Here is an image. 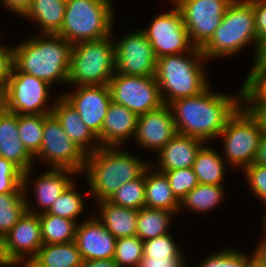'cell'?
Instances as JSON below:
<instances>
[{
  "mask_svg": "<svg viewBox=\"0 0 266 267\" xmlns=\"http://www.w3.org/2000/svg\"><path fill=\"white\" fill-rule=\"evenodd\" d=\"M254 254V258L258 260L262 265L266 266V237L262 238L259 245L256 247Z\"/></svg>",
  "mask_w": 266,
  "mask_h": 267,
  "instance_id": "obj_50",
  "label": "cell"
},
{
  "mask_svg": "<svg viewBox=\"0 0 266 267\" xmlns=\"http://www.w3.org/2000/svg\"><path fill=\"white\" fill-rule=\"evenodd\" d=\"M254 163L266 167V133H263L261 137Z\"/></svg>",
  "mask_w": 266,
  "mask_h": 267,
  "instance_id": "obj_48",
  "label": "cell"
},
{
  "mask_svg": "<svg viewBox=\"0 0 266 267\" xmlns=\"http://www.w3.org/2000/svg\"><path fill=\"white\" fill-rule=\"evenodd\" d=\"M71 174L74 175L76 172L71 169L52 168L35 180L34 194L39 207L43 209L41 212H47L53 202L73 182V177H69Z\"/></svg>",
  "mask_w": 266,
  "mask_h": 267,
  "instance_id": "obj_25",
  "label": "cell"
},
{
  "mask_svg": "<svg viewBox=\"0 0 266 267\" xmlns=\"http://www.w3.org/2000/svg\"><path fill=\"white\" fill-rule=\"evenodd\" d=\"M108 85L112 101L125 106L137 116L163 105L155 76L115 73Z\"/></svg>",
  "mask_w": 266,
  "mask_h": 267,
  "instance_id": "obj_11",
  "label": "cell"
},
{
  "mask_svg": "<svg viewBox=\"0 0 266 267\" xmlns=\"http://www.w3.org/2000/svg\"><path fill=\"white\" fill-rule=\"evenodd\" d=\"M81 267H119L113 259H96L83 261Z\"/></svg>",
  "mask_w": 266,
  "mask_h": 267,
  "instance_id": "obj_49",
  "label": "cell"
},
{
  "mask_svg": "<svg viewBox=\"0 0 266 267\" xmlns=\"http://www.w3.org/2000/svg\"><path fill=\"white\" fill-rule=\"evenodd\" d=\"M263 226H264V231L266 232V214H264V216H263ZM265 237H266V235H265Z\"/></svg>",
  "mask_w": 266,
  "mask_h": 267,
  "instance_id": "obj_56",
  "label": "cell"
},
{
  "mask_svg": "<svg viewBox=\"0 0 266 267\" xmlns=\"http://www.w3.org/2000/svg\"><path fill=\"white\" fill-rule=\"evenodd\" d=\"M233 97L213 93L208 86L202 93L180 98L168 105L173 115L178 134L208 142L219 137L227 121L242 106V88Z\"/></svg>",
  "mask_w": 266,
  "mask_h": 267,
  "instance_id": "obj_1",
  "label": "cell"
},
{
  "mask_svg": "<svg viewBox=\"0 0 266 267\" xmlns=\"http://www.w3.org/2000/svg\"><path fill=\"white\" fill-rule=\"evenodd\" d=\"M253 65H266V40L261 43Z\"/></svg>",
  "mask_w": 266,
  "mask_h": 267,
  "instance_id": "obj_51",
  "label": "cell"
},
{
  "mask_svg": "<svg viewBox=\"0 0 266 267\" xmlns=\"http://www.w3.org/2000/svg\"><path fill=\"white\" fill-rule=\"evenodd\" d=\"M215 151L203 145L196 154L192 169L199 184L223 185L226 163Z\"/></svg>",
  "mask_w": 266,
  "mask_h": 267,
  "instance_id": "obj_29",
  "label": "cell"
},
{
  "mask_svg": "<svg viewBox=\"0 0 266 267\" xmlns=\"http://www.w3.org/2000/svg\"><path fill=\"white\" fill-rule=\"evenodd\" d=\"M26 193L0 194V236L4 237L27 211Z\"/></svg>",
  "mask_w": 266,
  "mask_h": 267,
  "instance_id": "obj_33",
  "label": "cell"
},
{
  "mask_svg": "<svg viewBox=\"0 0 266 267\" xmlns=\"http://www.w3.org/2000/svg\"><path fill=\"white\" fill-rule=\"evenodd\" d=\"M255 42L258 55L255 15L251 0H233L212 37L200 48L206 60L232 56Z\"/></svg>",
  "mask_w": 266,
  "mask_h": 267,
  "instance_id": "obj_5",
  "label": "cell"
},
{
  "mask_svg": "<svg viewBox=\"0 0 266 267\" xmlns=\"http://www.w3.org/2000/svg\"><path fill=\"white\" fill-rule=\"evenodd\" d=\"M4 6L16 13L19 16H22L26 10L30 7L32 0H1Z\"/></svg>",
  "mask_w": 266,
  "mask_h": 267,
  "instance_id": "obj_46",
  "label": "cell"
},
{
  "mask_svg": "<svg viewBox=\"0 0 266 267\" xmlns=\"http://www.w3.org/2000/svg\"><path fill=\"white\" fill-rule=\"evenodd\" d=\"M250 255L235 249H224L207 256L199 267H249V262L254 257L253 253Z\"/></svg>",
  "mask_w": 266,
  "mask_h": 267,
  "instance_id": "obj_41",
  "label": "cell"
},
{
  "mask_svg": "<svg viewBox=\"0 0 266 267\" xmlns=\"http://www.w3.org/2000/svg\"><path fill=\"white\" fill-rule=\"evenodd\" d=\"M252 67L242 86L243 104L263 105L266 104V65Z\"/></svg>",
  "mask_w": 266,
  "mask_h": 267,
  "instance_id": "obj_35",
  "label": "cell"
},
{
  "mask_svg": "<svg viewBox=\"0 0 266 267\" xmlns=\"http://www.w3.org/2000/svg\"><path fill=\"white\" fill-rule=\"evenodd\" d=\"M249 267H266L262 265L258 260H256L254 257L249 262Z\"/></svg>",
  "mask_w": 266,
  "mask_h": 267,
  "instance_id": "obj_53",
  "label": "cell"
},
{
  "mask_svg": "<svg viewBox=\"0 0 266 267\" xmlns=\"http://www.w3.org/2000/svg\"><path fill=\"white\" fill-rule=\"evenodd\" d=\"M204 59L199 47H194L189 53L167 55L157 59L154 76L163 104L198 95L209 86L202 67Z\"/></svg>",
  "mask_w": 266,
  "mask_h": 267,
  "instance_id": "obj_4",
  "label": "cell"
},
{
  "mask_svg": "<svg viewBox=\"0 0 266 267\" xmlns=\"http://www.w3.org/2000/svg\"><path fill=\"white\" fill-rule=\"evenodd\" d=\"M172 238L168 233L143 241V257H183L181 249Z\"/></svg>",
  "mask_w": 266,
  "mask_h": 267,
  "instance_id": "obj_40",
  "label": "cell"
},
{
  "mask_svg": "<svg viewBox=\"0 0 266 267\" xmlns=\"http://www.w3.org/2000/svg\"><path fill=\"white\" fill-rule=\"evenodd\" d=\"M108 201L136 210L145 207V171L139 178L122 184Z\"/></svg>",
  "mask_w": 266,
  "mask_h": 267,
  "instance_id": "obj_34",
  "label": "cell"
},
{
  "mask_svg": "<svg viewBox=\"0 0 266 267\" xmlns=\"http://www.w3.org/2000/svg\"><path fill=\"white\" fill-rule=\"evenodd\" d=\"M184 257H143L137 267H185Z\"/></svg>",
  "mask_w": 266,
  "mask_h": 267,
  "instance_id": "obj_44",
  "label": "cell"
},
{
  "mask_svg": "<svg viewBox=\"0 0 266 267\" xmlns=\"http://www.w3.org/2000/svg\"><path fill=\"white\" fill-rule=\"evenodd\" d=\"M65 8L63 0H32L22 17L36 21L41 34H57L64 21Z\"/></svg>",
  "mask_w": 266,
  "mask_h": 267,
  "instance_id": "obj_28",
  "label": "cell"
},
{
  "mask_svg": "<svg viewBox=\"0 0 266 267\" xmlns=\"http://www.w3.org/2000/svg\"><path fill=\"white\" fill-rule=\"evenodd\" d=\"M243 170L250 189L266 204V167L252 163Z\"/></svg>",
  "mask_w": 266,
  "mask_h": 267,
  "instance_id": "obj_42",
  "label": "cell"
},
{
  "mask_svg": "<svg viewBox=\"0 0 266 267\" xmlns=\"http://www.w3.org/2000/svg\"><path fill=\"white\" fill-rule=\"evenodd\" d=\"M31 170L22 172L12 162L0 157V194L27 192Z\"/></svg>",
  "mask_w": 266,
  "mask_h": 267,
  "instance_id": "obj_37",
  "label": "cell"
},
{
  "mask_svg": "<svg viewBox=\"0 0 266 267\" xmlns=\"http://www.w3.org/2000/svg\"><path fill=\"white\" fill-rule=\"evenodd\" d=\"M52 108V114L60 122L65 133L87 155L101 147L99 142H97V136L84 124L79 113L62 95L57 97Z\"/></svg>",
  "mask_w": 266,
  "mask_h": 267,
  "instance_id": "obj_21",
  "label": "cell"
},
{
  "mask_svg": "<svg viewBox=\"0 0 266 267\" xmlns=\"http://www.w3.org/2000/svg\"><path fill=\"white\" fill-rule=\"evenodd\" d=\"M2 266H11V267H14L10 261H0V267Z\"/></svg>",
  "mask_w": 266,
  "mask_h": 267,
  "instance_id": "obj_55",
  "label": "cell"
},
{
  "mask_svg": "<svg viewBox=\"0 0 266 267\" xmlns=\"http://www.w3.org/2000/svg\"><path fill=\"white\" fill-rule=\"evenodd\" d=\"M153 17L150 26L142 31L151 43L157 59L190 52L195 47L190 41L182 14L176 5L170 12Z\"/></svg>",
  "mask_w": 266,
  "mask_h": 267,
  "instance_id": "obj_13",
  "label": "cell"
},
{
  "mask_svg": "<svg viewBox=\"0 0 266 267\" xmlns=\"http://www.w3.org/2000/svg\"><path fill=\"white\" fill-rule=\"evenodd\" d=\"M143 258V241L137 236L117 238L113 260L119 267H137Z\"/></svg>",
  "mask_w": 266,
  "mask_h": 267,
  "instance_id": "obj_38",
  "label": "cell"
},
{
  "mask_svg": "<svg viewBox=\"0 0 266 267\" xmlns=\"http://www.w3.org/2000/svg\"><path fill=\"white\" fill-rule=\"evenodd\" d=\"M27 211L39 215L43 244L69 243L75 241L78 223L74 220L59 217L47 212H34L31 203L25 196Z\"/></svg>",
  "mask_w": 266,
  "mask_h": 267,
  "instance_id": "obj_27",
  "label": "cell"
},
{
  "mask_svg": "<svg viewBox=\"0 0 266 267\" xmlns=\"http://www.w3.org/2000/svg\"><path fill=\"white\" fill-rule=\"evenodd\" d=\"M180 10L191 43L201 48L220 25L233 0H172Z\"/></svg>",
  "mask_w": 266,
  "mask_h": 267,
  "instance_id": "obj_12",
  "label": "cell"
},
{
  "mask_svg": "<svg viewBox=\"0 0 266 267\" xmlns=\"http://www.w3.org/2000/svg\"><path fill=\"white\" fill-rule=\"evenodd\" d=\"M148 166L119 147H100L87 155L84 171L92 196L101 202L109 200L122 184L139 178Z\"/></svg>",
  "mask_w": 266,
  "mask_h": 267,
  "instance_id": "obj_3",
  "label": "cell"
},
{
  "mask_svg": "<svg viewBox=\"0 0 266 267\" xmlns=\"http://www.w3.org/2000/svg\"><path fill=\"white\" fill-rule=\"evenodd\" d=\"M44 115H18V133L27 152L34 158L41 147Z\"/></svg>",
  "mask_w": 266,
  "mask_h": 267,
  "instance_id": "obj_32",
  "label": "cell"
},
{
  "mask_svg": "<svg viewBox=\"0 0 266 267\" xmlns=\"http://www.w3.org/2000/svg\"><path fill=\"white\" fill-rule=\"evenodd\" d=\"M206 144L201 139L176 134L159 152L157 168L160 172L192 168L200 148Z\"/></svg>",
  "mask_w": 266,
  "mask_h": 267,
  "instance_id": "obj_22",
  "label": "cell"
},
{
  "mask_svg": "<svg viewBox=\"0 0 266 267\" xmlns=\"http://www.w3.org/2000/svg\"><path fill=\"white\" fill-rule=\"evenodd\" d=\"M255 15L257 48L266 40V0H251Z\"/></svg>",
  "mask_w": 266,
  "mask_h": 267,
  "instance_id": "obj_43",
  "label": "cell"
},
{
  "mask_svg": "<svg viewBox=\"0 0 266 267\" xmlns=\"http://www.w3.org/2000/svg\"><path fill=\"white\" fill-rule=\"evenodd\" d=\"M223 189L222 185L198 184L180 201V210L184 205L196 213L208 212L222 202Z\"/></svg>",
  "mask_w": 266,
  "mask_h": 267,
  "instance_id": "obj_31",
  "label": "cell"
},
{
  "mask_svg": "<svg viewBox=\"0 0 266 267\" xmlns=\"http://www.w3.org/2000/svg\"><path fill=\"white\" fill-rule=\"evenodd\" d=\"M72 46L58 34H41L12 47L13 66L49 85L68 83Z\"/></svg>",
  "mask_w": 266,
  "mask_h": 267,
  "instance_id": "obj_2",
  "label": "cell"
},
{
  "mask_svg": "<svg viewBox=\"0 0 266 267\" xmlns=\"http://www.w3.org/2000/svg\"><path fill=\"white\" fill-rule=\"evenodd\" d=\"M13 66V53H0V95L3 93Z\"/></svg>",
  "mask_w": 266,
  "mask_h": 267,
  "instance_id": "obj_45",
  "label": "cell"
},
{
  "mask_svg": "<svg viewBox=\"0 0 266 267\" xmlns=\"http://www.w3.org/2000/svg\"><path fill=\"white\" fill-rule=\"evenodd\" d=\"M169 182L173 195L180 202L199 183L192 168H181L163 172Z\"/></svg>",
  "mask_w": 266,
  "mask_h": 267,
  "instance_id": "obj_39",
  "label": "cell"
},
{
  "mask_svg": "<svg viewBox=\"0 0 266 267\" xmlns=\"http://www.w3.org/2000/svg\"><path fill=\"white\" fill-rule=\"evenodd\" d=\"M51 168H65L80 173L87 154L63 130L53 114H44L42 144L38 154Z\"/></svg>",
  "mask_w": 266,
  "mask_h": 267,
  "instance_id": "obj_10",
  "label": "cell"
},
{
  "mask_svg": "<svg viewBox=\"0 0 266 267\" xmlns=\"http://www.w3.org/2000/svg\"><path fill=\"white\" fill-rule=\"evenodd\" d=\"M100 209L98 220L117 238L135 236L137 232L138 210L117 206L104 200L97 202Z\"/></svg>",
  "mask_w": 266,
  "mask_h": 267,
  "instance_id": "obj_23",
  "label": "cell"
},
{
  "mask_svg": "<svg viewBox=\"0 0 266 267\" xmlns=\"http://www.w3.org/2000/svg\"><path fill=\"white\" fill-rule=\"evenodd\" d=\"M112 36L72 46L68 83L78 86L108 85L115 74Z\"/></svg>",
  "mask_w": 266,
  "mask_h": 267,
  "instance_id": "obj_7",
  "label": "cell"
},
{
  "mask_svg": "<svg viewBox=\"0 0 266 267\" xmlns=\"http://www.w3.org/2000/svg\"><path fill=\"white\" fill-rule=\"evenodd\" d=\"M74 181L62 192V194L53 202L47 213L59 217L74 220L85 210L84 199L75 190Z\"/></svg>",
  "mask_w": 266,
  "mask_h": 267,
  "instance_id": "obj_36",
  "label": "cell"
},
{
  "mask_svg": "<svg viewBox=\"0 0 266 267\" xmlns=\"http://www.w3.org/2000/svg\"><path fill=\"white\" fill-rule=\"evenodd\" d=\"M116 240L97 217L86 219L77 225L75 243L83 261L113 259Z\"/></svg>",
  "mask_w": 266,
  "mask_h": 267,
  "instance_id": "obj_18",
  "label": "cell"
},
{
  "mask_svg": "<svg viewBox=\"0 0 266 267\" xmlns=\"http://www.w3.org/2000/svg\"><path fill=\"white\" fill-rule=\"evenodd\" d=\"M0 53H13V49L12 48H6V47H3V45L1 46V43H0Z\"/></svg>",
  "mask_w": 266,
  "mask_h": 267,
  "instance_id": "obj_54",
  "label": "cell"
},
{
  "mask_svg": "<svg viewBox=\"0 0 266 267\" xmlns=\"http://www.w3.org/2000/svg\"><path fill=\"white\" fill-rule=\"evenodd\" d=\"M0 261H9L4 250V237L0 236Z\"/></svg>",
  "mask_w": 266,
  "mask_h": 267,
  "instance_id": "obj_52",
  "label": "cell"
},
{
  "mask_svg": "<svg viewBox=\"0 0 266 267\" xmlns=\"http://www.w3.org/2000/svg\"><path fill=\"white\" fill-rule=\"evenodd\" d=\"M249 111H252L261 121L263 131L266 133V104L263 105H243Z\"/></svg>",
  "mask_w": 266,
  "mask_h": 267,
  "instance_id": "obj_47",
  "label": "cell"
},
{
  "mask_svg": "<svg viewBox=\"0 0 266 267\" xmlns=\"http://www.w3.org/2000/svg\"><path fill=\"white\" fill-rule=\"evenodd\" d=\"M138 116L125 106L111 101L97 135L101 147H120L125 139L135 136Z\"/></svg>",
  "mask_w": 266,
  "mask_h": 267,
  "instance_id": "obj_20",
  "label": "cell"
},
{
  "mask_svg": "<svg viewBox=\"0 0 266 267\" xmlns=\"http://www.w3.org/2000/svg\"><path fill=\"white\" fill-rule=\"evenodd\" d=\"M83 259L75 241L43 244L37 255L24 267H81Z\"/></svg>",
  "mask_w": 266,
  "mask_h": 267,
  "instance_id": "obj_24",
  "label": "cell"
},
{
  "mask_svg": "<svg viewBox=\"0 0 266 267\" xmlns=\"http://www.w3.org/2000/svg\"><path fill=\"white\" fill-rule=\"evenodd\" d=\"M49 87L47 82L12 66L0 104L18 115L52 114L53 108L46 107Z\"/></svg>",
  "mask_w": 266,
  "mask_h": 267,
  "instance_id": "obj_9",
  "label": "cell"
},
{
  "mask_svg": "<svg viewBox=\"0 0 266 267\" xmlns=\"http://www.w3.org/2000/svg\"><path fill=\"white\" fill-rule=\"evenodd\" d=\"M0 157L12 162L23 173L32 170L33 157L24 148L18 133V114L0 104Z\"/></svg>",
  "mask_w": 266,
  "mask_h": 267,
  "instance_id": "obj_19",
  "label": "cell"
},
{
  "mask_svg": "<svg viewBox=\"0 0 266 267\" xmlns=\"http://www.w3.org/2000/svg\"><path fill=\"white\" fill-rule=\"evenodd\" d=\"M112 8L111 0H68L57 34L72 45L108 37L113 33Z\"/></svg>",
  "mask_w": 266,
  "mask_h": 267,
  "instance_id": "obj_6",
  "label": "cell"
},
{
  "mask_svg": "<svg viewBox=\"0 0 266 267\" xmlns=\"http://www.w3.org/2000/svg\"><path fill=\"white\" fill-rule=\"evenodd\" d=\"M42 245L39 215L28 211L4 236L5 254L13 266L22 263L24 267L37 255Z\"/></svg>",
  "mask_w": 266,
  "mask_h": 267,
  "instance_id": "obj_15",
  "label": "cell"
},
{
  "mask_svg": "<svg viewBox=\"0 0 266 267\" xmlns=\"http://www.w3.org/2000/svg\"><path fill=\"white\" fill-rule=\"evenodd\" d=\"M263 133L259 118L242 105L219 134L224 142L225 160L232 167L239 166L241 169L254 163Z\"/></svg>",
  "mask_w": 266,
  "mask_h": 267,
  "instance_id": "obj_8",
  "label": "cell"
},
{
  "mask_svg": "<svg viewBox=\"0 0 266 267\" xmlns=\"http://www.w3.org/2000/svg\"><path fill=\"white\" fill-rule=\"evenodd\" d=\"M150 167L145 169V207L176 213L180 210V202L173 195L166 175L160 171L152 174Z\"/></svg>",
  "mask_w": 266,
  "mask_h": 267,
  "instance_id": "obj_26",
  "label": "cell"
},
{
  "mask_svg": "<svg viewBox=\"0 0 266 267\" xmlns=\"http://www.w3.org/2000/svg\"><path fill=\"white\" fill-rule=\"evenodd\" d=\"M62 96L79 113L84 124L97 136L103 127L112 101L109 85L78 86L73 93Z\"/></svg>",
  "mask_w": 266,
  "mask_h": 267,
  "instance_id": "obj_16",
  "label": "cell"
},
{
  "mask_svg": "<svg viewBox=\"0 0 266 267\" xmlns=\"http://www.w3.org/2000/svg\"><path fill=\"white\" fill-rule=\"evenodd\" d=\"M115 73L154 76L157 58L144 32L134 31L115 42Z\"/></svg>",
  "mask_w": 266,
  "mask_h": 267,
  "instance_id": "obj_14",
  "label": "cell"
},
{
  "mask_svg": "<svg viewBox=\"0 0 266 267\" xmlns=\"http://www.w3.org/2000/svg\"><path fill=\"white\" fill-rule=\"evenodd\" d=\"M177 134L168 104L139 115L134 138L145 149L159 152Z\"/></svg>",
  "mask_w": 266,
  "mask_h": 267,
  "instance_id": "obj_17",
  "label": "cell"
},
{
  "mask_svg": "<svg viewBox=\"0 0 266 267\" xmlns=\"http://www.w3.org/2000/svg\"><path fill=\"white\" fill-rule=\"evenodd\" d=\"M172 214L168 210L142 207L138 210L136 235L145 241L168 234Z\"/></svg>",
  "mask_w": 266,
  "mask_h": 267,
  "instance_id": "obj_30",
  "label": "cell"
}]
</instances>
